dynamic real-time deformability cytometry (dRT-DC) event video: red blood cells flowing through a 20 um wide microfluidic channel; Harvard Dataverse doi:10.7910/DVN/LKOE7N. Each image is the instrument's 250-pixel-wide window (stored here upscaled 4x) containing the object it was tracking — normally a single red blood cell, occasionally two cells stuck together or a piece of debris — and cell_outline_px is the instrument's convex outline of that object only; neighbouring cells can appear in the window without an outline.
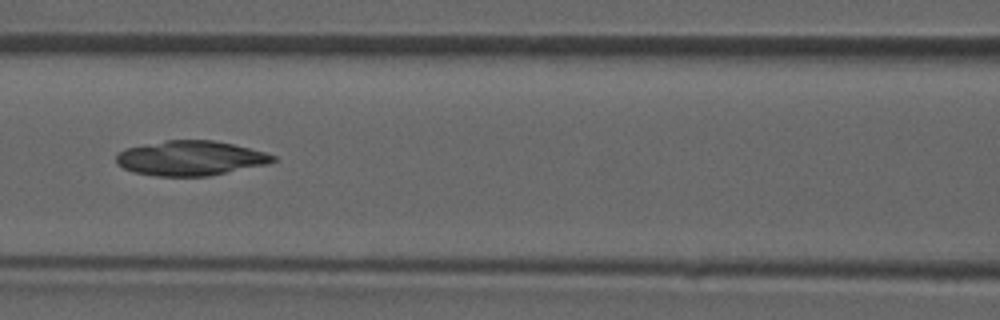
{"species": "common noctule bat (a hibernating species)", "species_latin": "Nyctalus noctula", "temperature_condition": "room temperature", "stored_images_in_passage": 48, "camera_frame_rate_fps": 3000, "um_per_image_px": 0.085, "animal": {"sex": "male", "forearm_length_mm": 52.5}, "frame": {"image": 1, "passage_image": 21, "time_ms": 6.667, "image_size_px": [1000, 320], "cell_outline_px": [[276, 160], [268, 164], [208, 176], [156, 176], [132, 172], [116, 164], [116, 156], [124, 148], [164, 140], [212, 140], [232, 144], [264, 152], [276, 156]], "centroid_in_image_um": [16.15, 13.44], "position_along_channel_um": 150.4, "area_um2": 31.73}}